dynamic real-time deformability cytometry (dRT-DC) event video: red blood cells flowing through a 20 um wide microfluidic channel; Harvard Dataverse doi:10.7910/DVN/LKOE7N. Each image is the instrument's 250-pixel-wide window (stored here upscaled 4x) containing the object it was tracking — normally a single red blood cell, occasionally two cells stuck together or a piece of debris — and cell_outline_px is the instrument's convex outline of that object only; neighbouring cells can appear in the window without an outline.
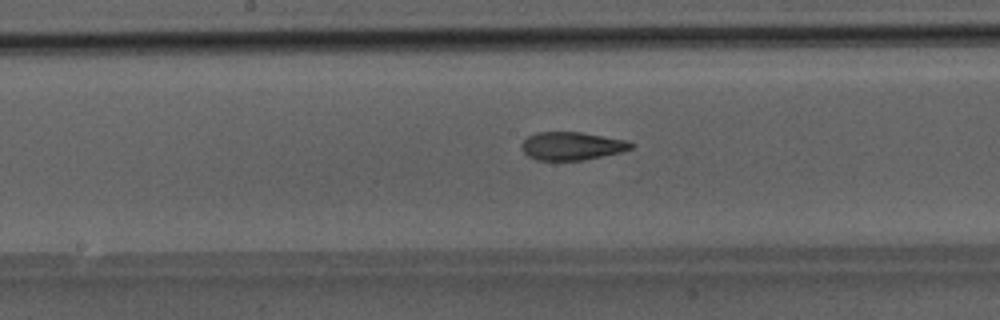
{"species": "Egyptian fruit bat (a non-hibernating species)", "species_latin": "Rousettus aegyptiacus", "temperature_condition": "room temperature", "stored_images_in_passage": 36, "camera_frame_rate_fps": 3000, "um_per_image_px": 0.085, "animal": {"sex": "male"}, "frame": {"image": 1, "passage_image": 17, "time_ms": 5.333, "image_size_px": [1000, 320], "cell_outline_px": [[636, 144], [632, 148], [620, 152], [584, 160], [536, 160], [528, 156], [520, 148], [520, 144], [528, 136], [536, 132], [580, 132], [628, 140]], "centroid_in_image_um": [48.6, 12.4], "position_along_channel_um": 199.6, "area_um2": 18.03}}
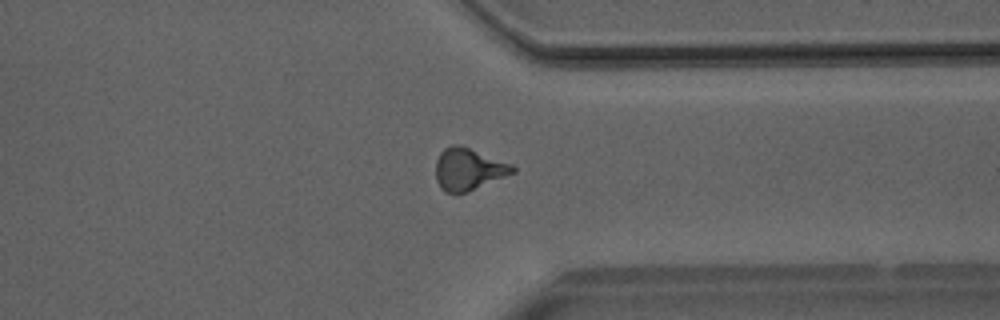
{"frame": {"image": 2, "passage_image": 29, "time_ms": 9.333, "image_size_px": [1000, 320], "cell_outline_px": [[516, 172], [456, 196], [444, 192], [440, 188], [436, 180], [436, 160], [440, 152], [444, 148], [452, 144], [460, 144], [512, 164], [516, 168]], "centroid_in_image_um": [39.79, 14.39], "position_along_channel_um": 371.6, "area_um2": 19.13}}
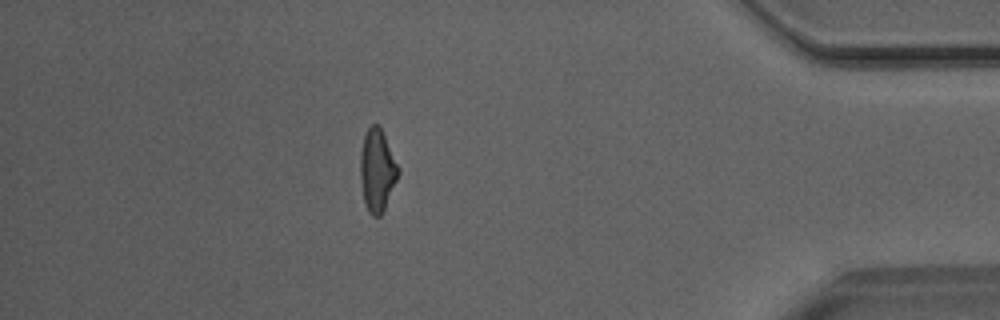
{"frame": {"image": 3, "passage_image": 34, "time_ms": 11.0, "image_size_px": [1000, 320], "cell_outline_px": [[400, 172], [384, 208], [380, 216], [372, 216], [368, 212], [364, 204], [360, 180], [360, 152], [364, 136], [368, 128], [372, 124], [380, 124], [400, 168]], "centroid_in_image_um": [32.05, 14.45], "position_along_channel_um": 403.1, "area_um2": 18.44}}